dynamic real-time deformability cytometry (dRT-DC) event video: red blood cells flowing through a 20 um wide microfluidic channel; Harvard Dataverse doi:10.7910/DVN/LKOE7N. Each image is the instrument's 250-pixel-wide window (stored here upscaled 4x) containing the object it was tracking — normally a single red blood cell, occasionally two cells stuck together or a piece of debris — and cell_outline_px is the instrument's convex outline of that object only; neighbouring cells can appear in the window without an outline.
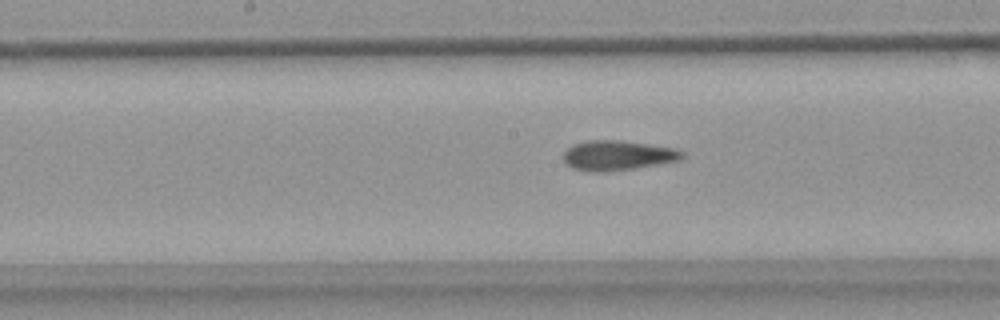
{"species": "common noctule bat (a hibernating species)", "species_latin": "Nyctalus noctula", "temperature_condition": "warm", "stored_images_in_passage": 35, "camera_frame_rate_fps": 3000, "um_per_image_px": 0.085, "animal": {"sex": "female", "body_mass_g": 18.4}, "frame": {"image": 1, "passage_image": 15, "time_ms": 4.667, "image_size_px": [1000, 320], "cell_outline_px": [[684, 156], [680, 160], [660, 164], [636, 168], [608, 172], [592, 172], [572, 168], [564, 164], [564, 152], [572, 144], [588, 140], [616, 140], [676, 148], [684, 152]], "centroid_in_image_um": [52.48, 13.22], "position_along_channel_um": 195.7, "area_um2": 20.81}}
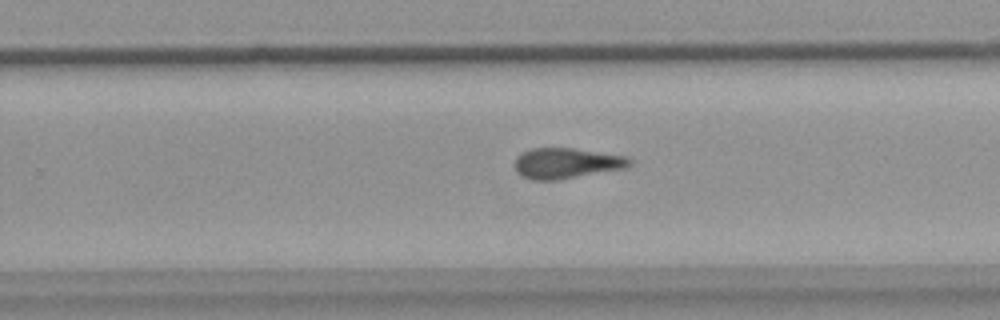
{"frame": {"image": 2, "passage_image": 22, "time_ms": 7.0, "image_size_px": [1000, 320], "cell_outline_px": [[632, 164], [624, 168], [560, 180], [532, 180], [524, 176], [516, 168], [516, 156], [520, 152], [528, 148], [572, 148], [624, 156], [632, 160]], "centroid_in_image_um": [48.13, 13.87], "position_along_channel_um": 281.7, "area_um2": 20.29}}
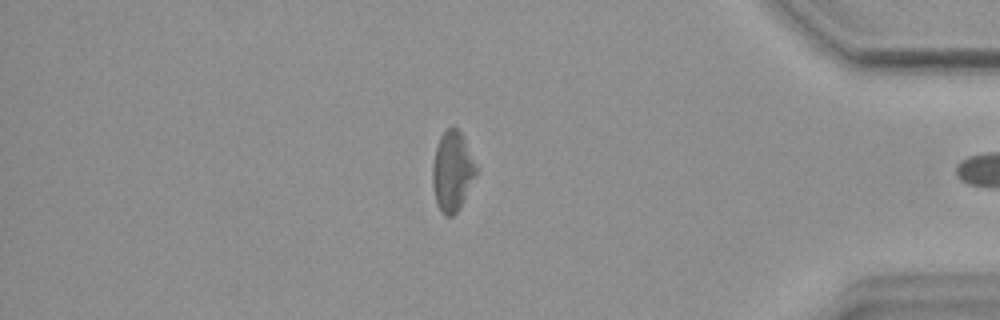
{"frame": {"image": 3, "passage_image": 34, "time_ms": 11.0, "image_size_px": [1000, 320], "cell_outline_px": [[480, 168], [460, 208], [452, 216], [444, 216], [440, 212], [436, 204], [432, 184], [432, 164], [436, 148], [440, 136], [448, 128], [456, 128], [464, 136]], "centroid_in_image_um": [38.48, 14.57], "position_along_channel_um": 396.7, "area_um2": 20.87}, "authors_computed_cell_mechanics": {"area_um2": 20.808, "velocity_mm_per_s": 3.7057, "shape_relaxation_time_tau1_ms": null, "shape_relaxation_time_tau2_ms": 3.6539, "deformation_change_tau1": null, "deformation_change_tau2": 0.1332}}